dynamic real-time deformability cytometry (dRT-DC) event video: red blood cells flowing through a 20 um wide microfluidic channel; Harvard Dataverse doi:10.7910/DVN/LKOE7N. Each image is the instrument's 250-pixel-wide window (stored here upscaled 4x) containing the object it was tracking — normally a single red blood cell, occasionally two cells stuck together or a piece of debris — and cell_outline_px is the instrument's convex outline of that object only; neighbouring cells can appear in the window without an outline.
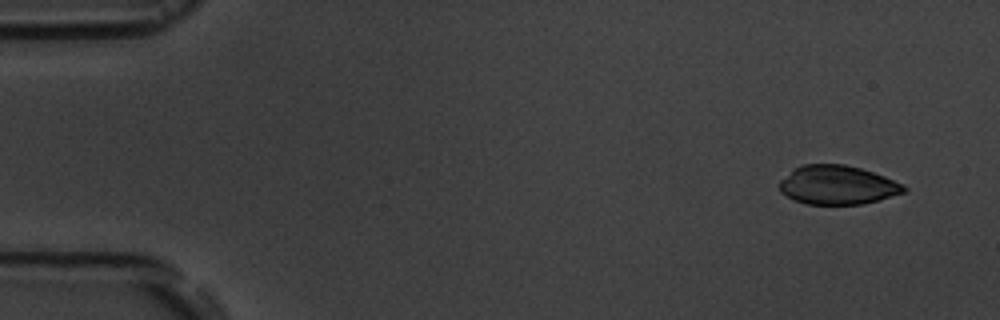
{"species": "common noctule bat (a hibernating species)", "species_latin": "Nyctalus noctula", "temperature_condition": "room temperature", "stored_images_in_passage": 7, "camera_frame_rate_fps": 3000, "um_per_image_px": 0.085, "animal": {"sex": "male", "body_mass_g": 19.5, "forearm_length_mm": 54.6}, "frame": {"image": 1, "passage_image": 1, "time_ms": 0.0, "image_size_px": [1000, 320], "cell_outline_px": [[908, 188], [904, 192], [880, 200], [860, 204], [808, 204], [796, 200], [780, 192], [780, 180], [792, 168], [800, 164], [844, 164], [860, 168], [884, 176], [904, 184]], "centroid_in_image_um": [71.18, 15.71], "position_along_channel_um": 13.8, "area_um2": 28.26}}